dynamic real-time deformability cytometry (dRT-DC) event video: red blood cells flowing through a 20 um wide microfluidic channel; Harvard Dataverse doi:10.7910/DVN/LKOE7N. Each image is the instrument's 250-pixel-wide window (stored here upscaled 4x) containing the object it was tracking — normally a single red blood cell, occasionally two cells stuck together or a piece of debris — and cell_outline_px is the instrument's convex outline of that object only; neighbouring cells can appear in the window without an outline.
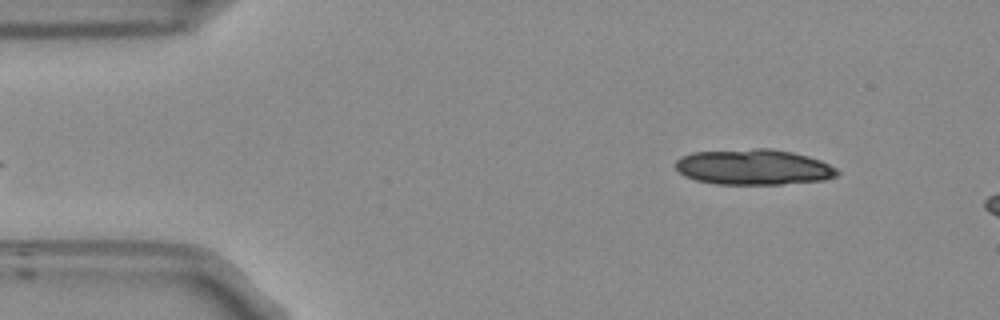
{"species": "Egyptian fruit bat (a non-hibernating species)", "species_latin": "Rousettus aegyptiacus", "temperature_condition": "room temperature", "stored_images_in_passage": 7, "camera_frame_rate_fps": 3000, "um_per_image_px": 0.085, "frame": {"image": 1, "passage_image": 2, "time_ms": 0.333, "image_size_px": [1000, 320], "cell_outline_px": [[840, 172], [836, 176], [824, 180], [780, 184], [716, 184], [696, 180], [684, 176], [676, 172], [676, 160], [692, 152], [756, 148], [768, 148], [792, 152], [808, 156], [820, 160], [836, 168]], "centroid_in_image_um": [64.04, 14.2], "position_along_channel_um": 21.0, "area_um2": 33.58}}